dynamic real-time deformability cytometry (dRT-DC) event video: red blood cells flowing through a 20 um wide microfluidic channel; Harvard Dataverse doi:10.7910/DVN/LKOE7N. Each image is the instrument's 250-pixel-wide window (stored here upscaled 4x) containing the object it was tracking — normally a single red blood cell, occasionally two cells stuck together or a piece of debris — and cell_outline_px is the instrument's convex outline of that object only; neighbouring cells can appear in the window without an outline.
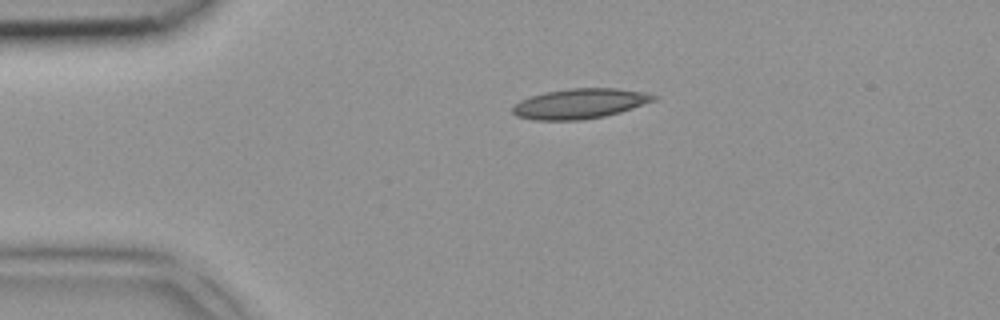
{"species": "common noctule bat (a hibernating species)", "species_latin": "Nyctalus noctula", "temperature_condition": "room temperature", "stored_images_in_passage": 2, "camera_frame_rate_fps": 3000, "um_per_image_px": 0.085, "animal": {"sex": "female", "body_mass_g": 18.4}, "frame": {"image": 1, "passage_image": 1, "time_ms": 0.0, "image_size_px": [1000, 320], "cell_outline_px": [[656, 100], [620, 112], [604, 116], [580, 120], [532, 120], [516, 116], [512, 112], [512, 104], [528, 96], [544, 92], [568, 88], [616, 88], [648, 92], [656, 96]], "centroid_in_image_um": [49.24, 8.8], "position_along_channel_um": 35.8, "area_um2": 24.97}}